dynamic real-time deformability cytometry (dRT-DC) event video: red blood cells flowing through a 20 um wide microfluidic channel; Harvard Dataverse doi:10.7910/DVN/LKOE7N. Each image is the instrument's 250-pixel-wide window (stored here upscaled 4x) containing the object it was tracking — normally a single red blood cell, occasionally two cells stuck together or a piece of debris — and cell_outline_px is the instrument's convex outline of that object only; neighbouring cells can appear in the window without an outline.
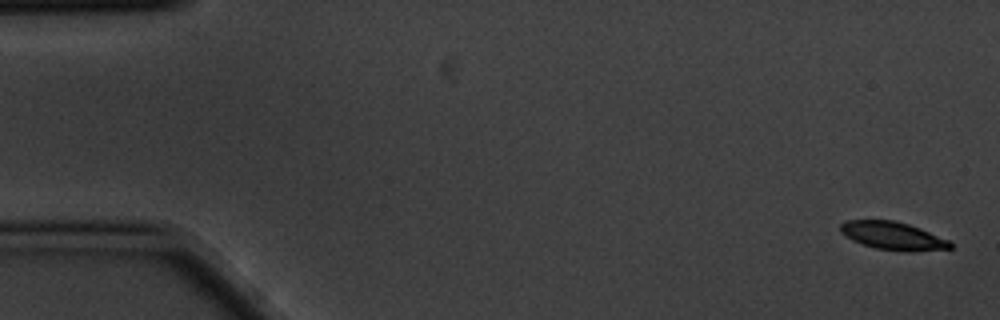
{"species": "common noctule bat (a hibernating species)", "species_latin": "Nyctalus noctula", "temperature_condition": "cold", "stored_images_in_passage": 4, "camera_frame_rate_fps": 3000, "um_per_image_px": 0.085, "animal": {"sex": "male", "body_mass_g": 20.1, "forearm_length_mm": 53.5}, "frame": {"image": 1, "passage_image": 1, "time_ms": 0.0, "image_size_px": [1000, 320], "cell_outline_px": [[952, 248], [908, 252], [904, 252], [876, 248], [852, 240], [840, 232], [840, 224], [844, 220], [896, 220], [920, 228], [948, 240], [952, 244]], "centroid_in_image_um": [75.87, 20.04], "position_along_channel_um": 9.1, "area_um2": 17.86}}
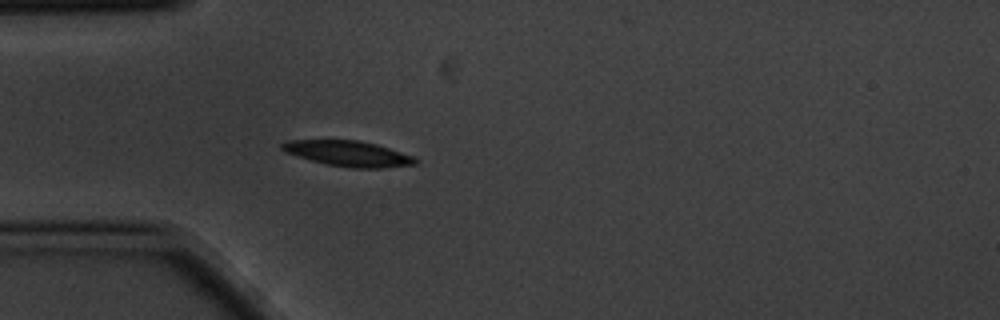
{"frame": {"image": 2, "passage_image": 4, "time_ms": 1.0, "image_size_px": [1000, 320], "cell_outline_px": [[420, 160], [416, 164], [384, 168], [352, 168], [324, 164], [296, 156], [284, 152], [280, 148], [280, 144], [288, 140], [356, 140], [376, 144], [416, 156]], "centroid_in_image_um": [29.62, 13.06], "position_along_channel_um": 55.4, "area_um2": 20.11}}